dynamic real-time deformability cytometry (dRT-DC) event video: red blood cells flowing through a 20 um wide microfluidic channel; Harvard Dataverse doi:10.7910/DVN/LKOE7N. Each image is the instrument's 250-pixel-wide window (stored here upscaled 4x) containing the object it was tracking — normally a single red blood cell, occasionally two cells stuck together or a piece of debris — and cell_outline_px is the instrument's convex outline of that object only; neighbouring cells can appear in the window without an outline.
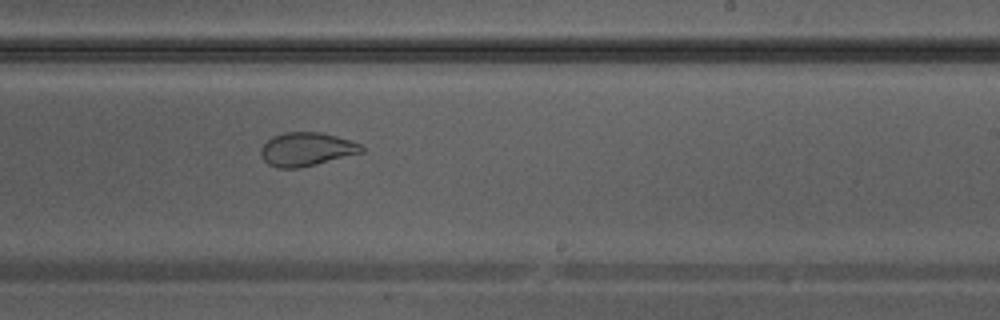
{"species": "Egyptian fruit bat (a non-hibernating species)", "species_latin": "Rousettus aegyptiacus", "temperature_condition": "warm", "stored_images_in_passage": 36, "camera_frame_rate_fps": 3000, "um_per_image_px": 0.085, "animal": {"sex": "male"}, "frame": {"image": 1, "passage_image": 21, "time_ms": 6.667, "image_size_px": [1000, 320], "cell_outline_px": [[364, 152], [316, 164], [296, 168], [276, 168], [268, 164], [260, 156], [260, 148], [272, 136], [284, 132], [320, 132], [336, 136], [360, 144], [364, 148]], "centroid_in_image_um": [26.02, 12.68], "position_along_channel_um": 263.0, "area_um2": 19.65}}
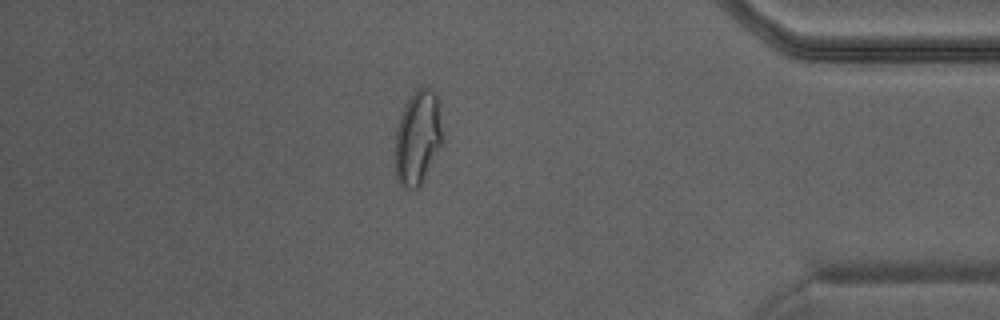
{"frame": {"image": 2, "passage_image": 31, "time_ms": 10.0, "image_size_px": [1000, 320], "cell_outline_px": [[444, 140], [424, 180], [416, 188], [404, 188], [396, 180], [396, 132], [400, 116], [404, 104], [416, 88], [428, 88], [436, 92], [440, 100]], "centroid_in_image_um": [35.56, 11.65], "position_along_channel_um": 399.6, "area_um2": 26.53}}